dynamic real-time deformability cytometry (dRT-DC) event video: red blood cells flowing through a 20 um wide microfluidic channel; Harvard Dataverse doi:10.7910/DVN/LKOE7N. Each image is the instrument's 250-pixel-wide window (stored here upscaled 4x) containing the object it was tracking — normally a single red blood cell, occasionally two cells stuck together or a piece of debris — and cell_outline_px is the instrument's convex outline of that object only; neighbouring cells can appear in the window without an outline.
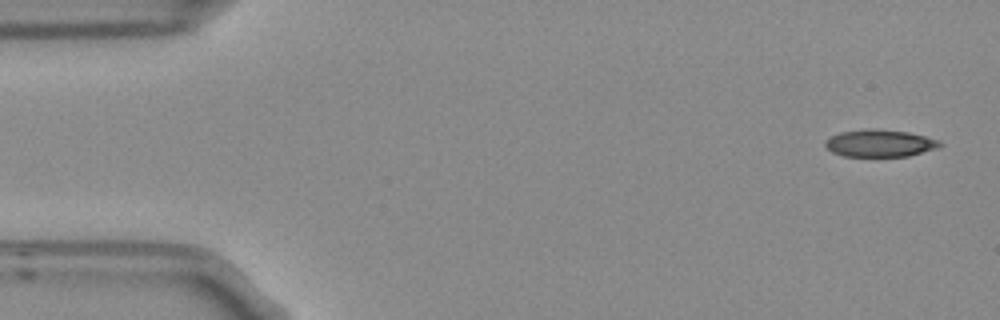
{"species": "Egyptian fruit bat (a non-hibernating species)", "species_latin": "Rousettus aegyptiacus", "temperature_condition": "room temperature", "stored_images_in_passage": 4, "camera_frame_rate_fps": 3000, "um_per_image_px": 0.085, "frame": {"image": 1, "passage_image": 1, "time_ms": 0.0, "image_size_px": [1000, 320], "cell_outline_px": [[944, 144], [940, 148], [908, 156], [844, 156], [832, 152], [824, 144], [824, 140], [840, 132], [864, 128], [876, 128], [908, 132], [940, 140]], "centroid_in_image_um": [74.81, 12.16], "position_along_channel_um": 10.2, "area_um2": 18.44}}
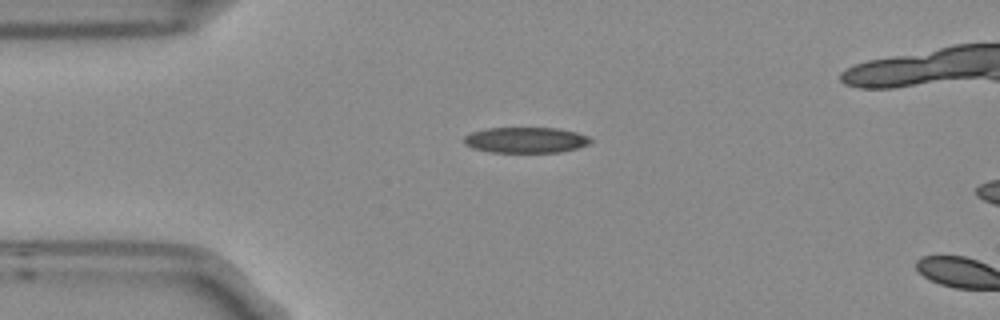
{"frame": {"image": 2, "passage_image": 3, "time_ms": 0.667, "image_size_px": [1000, 320], "cell_outline_px": [[592, 140], [588, 144], [576, 148], [560, 152], [488, 152], [472, 148], [464, 144], [464, 136], [472, 132], [484, 128], [556, 128], [576, 132], [588, 136]], "centroid_in_image_um": [44.65, 11.9], "position_along_channel_um": 40.4, "area_um2": 18.96}}